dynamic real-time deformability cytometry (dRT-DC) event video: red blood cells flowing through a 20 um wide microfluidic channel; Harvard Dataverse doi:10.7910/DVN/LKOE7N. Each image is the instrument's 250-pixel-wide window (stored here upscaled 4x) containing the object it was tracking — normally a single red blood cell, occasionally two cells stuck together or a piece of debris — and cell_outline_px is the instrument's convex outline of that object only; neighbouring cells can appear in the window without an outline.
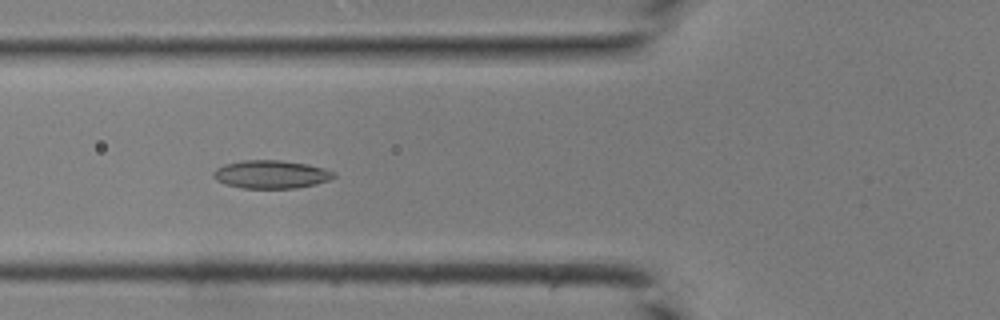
{"species": "common noctule bat (a hibernating species)", "species_latin": "Nyctalus noctula", "temperature_condition": "room temperature", "stored_images_in_passage": 43, "camera_frame_rate_fps": 3000, "um_per_image_px": 0.085, "animal": {"sex": "male", "body_mass_g": 19.0, "forearm_length_mm": 50.8}, "frame": {"image": 1, "passage_image": 17, "time_ms": 5.333, "image_size_px": [1000, 320], "cell_outline_px": [[336, 176], [328, 180], [316, 184], [296, 188], [240, 188], [224, 184], [216, 180], [212, 176], [212, 172], [216, 168], [224, 164], [240, 160], [280, 160], [308, 164], [324, 168], [336, 172]], "centroid_in_image_um": [23.02, 14.82], "position_along_channel_um": 102.8, "area_um2": 20.0}}
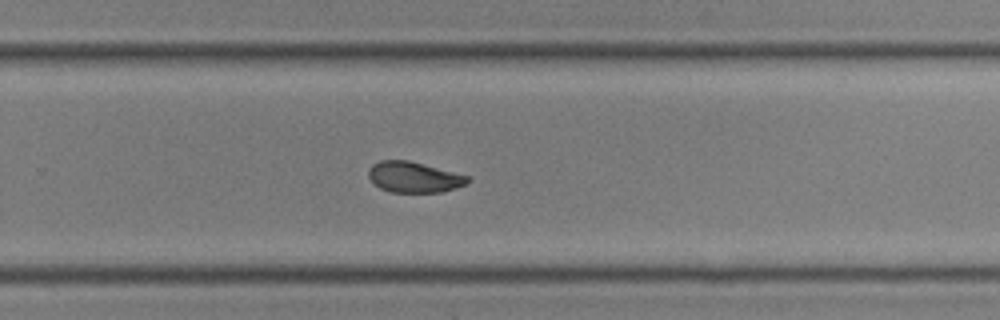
{"frame": {"image": 2, "passage_image": 29, "time_ms": 9.333, "image_size_px": [1000, 320], "cell_outline_px": [[472, 180], [468, 184], [444, 192], [392, 192], [380, 188], [372, 184], [368, 176], [368, 168], [372, 164], [380, 160], [408, 160], [468, 176]], "centroid_in_image_um": [35.17, 15.06], "position_along_channel_um": 294.6, "area_um2": 17.92}}
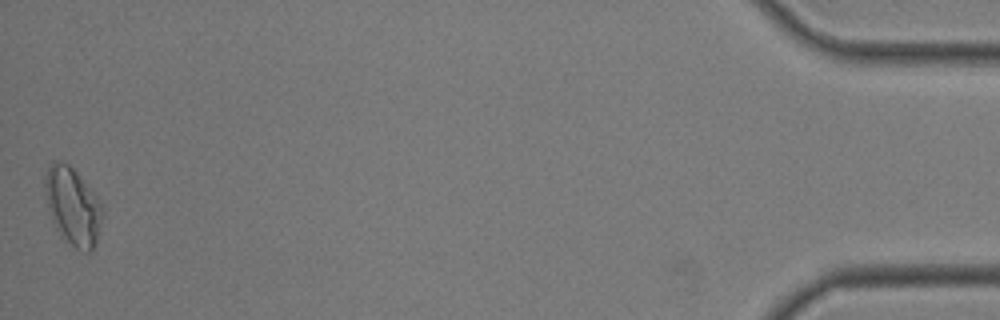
{"frame": {"image": 3, "passage_image": 43, "time_ms": 14.0, "image_size_px": [1000, 320], "cell_outline_px": [[104, 216], [96, 244], [92, 252], [84, 252], [76, 248], [64, 240], [60, 236], [52, 220], [48, 204], [44, 184], [44, 176], [48, 164], [60, 160], [68, 164], [76, 172], [96, 196], [104, 212]], "centroid_in_image_um": [6.2, 17.57], "position_along_channel_um": 429.0, "area_um2": 26.01}}